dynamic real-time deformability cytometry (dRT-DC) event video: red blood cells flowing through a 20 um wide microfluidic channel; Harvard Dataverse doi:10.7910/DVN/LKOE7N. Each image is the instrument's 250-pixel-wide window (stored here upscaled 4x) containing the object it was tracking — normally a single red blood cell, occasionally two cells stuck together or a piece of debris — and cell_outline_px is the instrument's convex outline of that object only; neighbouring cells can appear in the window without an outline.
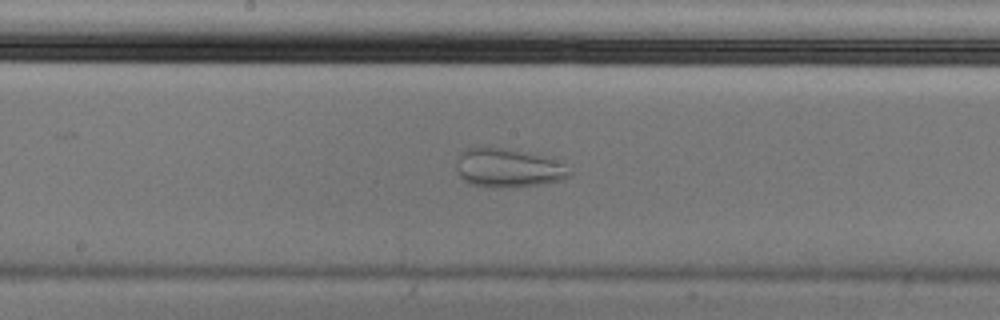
{"species": "Egyptian fruit bat (a non-hibernating species)", "species_latin": "Rousettus aegyptiacus", "temperature_condition": "cold", "stored_images_in_passage": 55, "camera_frame_rate_fps": 3000, "um_per_image_px": 0.085, "animal": {"sex": "male"}, "frame": {"image": 1, "passage_image": 29, "time_ms": 9.333, "image_size_px": [1000, 320], "cell_outline_px": [[572, 176], [564, 180], [540, 184], [496, 188], [492, 188], [472, 184], [464, 180], [460, 176], [456, 168], [456, 164], [460, 152], [468, 148], [488, 144], [544, 156], [560, 164], [572, 172]], "centroid_in_image_um": [43.14, 14.25], "position_along_channel_um": 205.1, "area_um2": 25.84}}
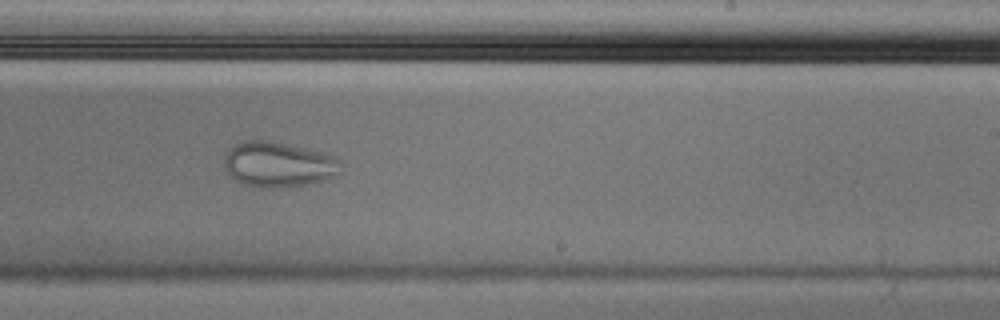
{"frame": {"image": 2, "passage_image": 34, "time_ms": 11.0, "image_size_px": [1000, 320], "cell_outline_px": [[340, 172], [336, 176], [324, 180], [308, 184], [272, 188], [244, 184], [228, 176], [224, 168], [224, 152], [232, 144], [244, 140], [268, 140], [328, 152], [336, 156], [340, 160]], "centroid_in_image_um": [23.65, 13.95], "position_along_channel_um": 265.4, "area_um2": 31.39}}
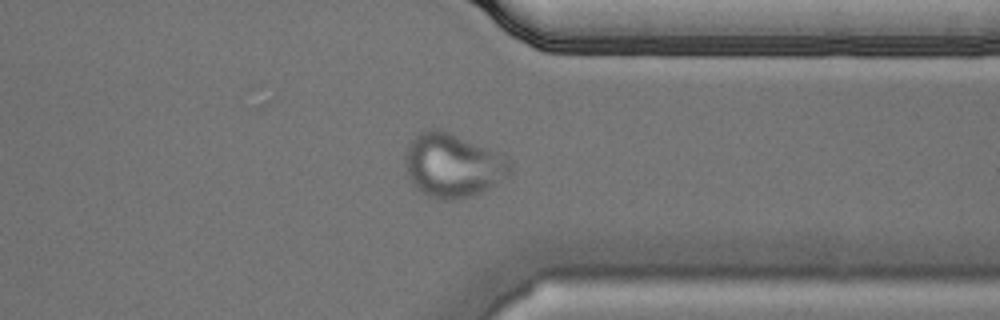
{"frame": {"image": 3, "passage_image": 43, "time_ms": 14.0, "image_size_px": [1000, 320], "cell_outline_px": [[512, 172], [504, 180], [480, 192], [456, 200], [448, 200], [432, 196], [416, 188], [412, 184], [404, 172], [404, 156], [412, 140], [424, 128], [436, 128], [448, 132], [504, 156], [508, 160], [512, 168]], "centroid_in_image_um": [38.44, 14.06], "position_along_channel_um": 373.0, "area_um2": 38.61}}